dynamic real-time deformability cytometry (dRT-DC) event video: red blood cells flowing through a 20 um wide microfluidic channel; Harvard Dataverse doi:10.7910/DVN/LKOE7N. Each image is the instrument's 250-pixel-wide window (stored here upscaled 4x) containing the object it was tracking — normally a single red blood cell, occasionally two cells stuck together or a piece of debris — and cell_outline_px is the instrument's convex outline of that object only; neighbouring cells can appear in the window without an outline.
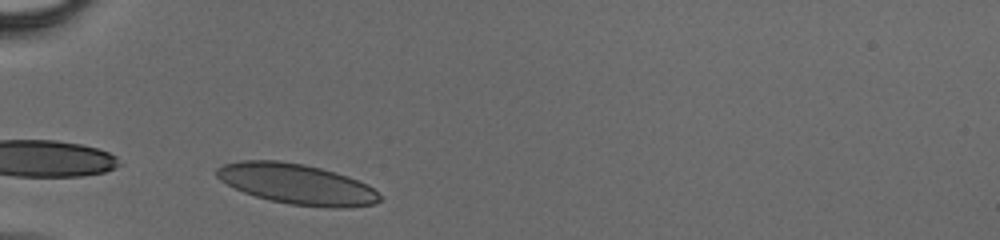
{"species": "human", "species_latin": "Homo sapiens", "temperature_condition": "cold", "stored_images_in_passage": 15, "camera_frame_rate_fps": 3000, "um_per_image_px": 0.085, "donor": {"sex": "male"}, "frame": {"image": 1, "passage_image": 1, "time_ms": 0.0, "image_size_px": [1000, 240], "cell_outline_px": [[380, 200], [372, 204], [288, 204], [256, 196], [244, 192], [220, 180], [216, 176], [216, 168], [224, 164], [240, 160], [280, 160], [304, 164], [320, 168], [348, 176], [368, 184], [380, 196]], "centroid_in_image_um": [25.1, 15.56], "position_along_channel_um": 59.9, "area_um2": 36.82}}
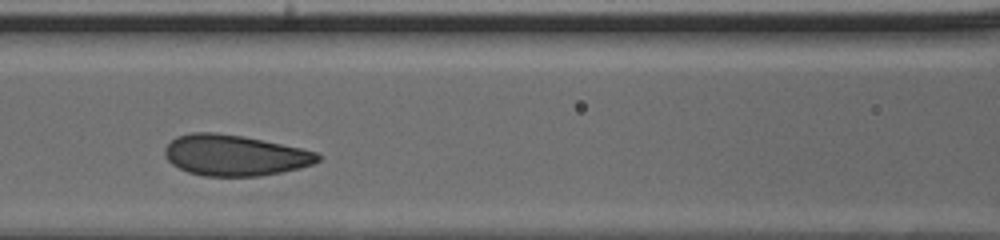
{"frame": {"image": 2, "passage_image": 9, "time_ms": 2.667, "image_size_px": [1000, 240], "cell_outline_px": [[320, 160], [312, 164], [300, 168], [260, 176], [204, 176], [188, 172], [172, 164], [164, 156], [164, 148], [176, 136], [192, 132], [216, 132], [244, 136], [300, 148], [316, 152], [320, 156]], "centroid_in_image_um": [19.92, 13.19], "position_along_channel_um": 146.7, "area_um2": 36.41}}
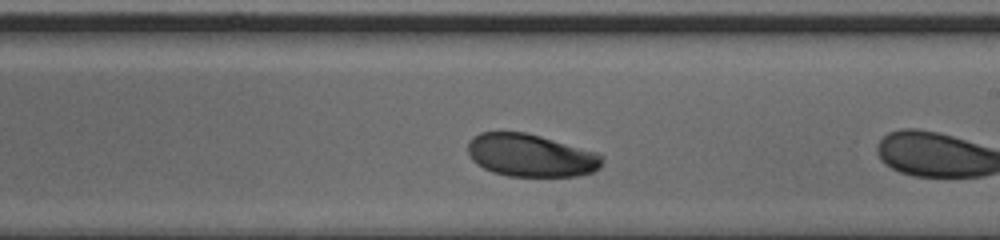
{"frame": {"image": 3, "passage_image": 14, "time_ms": 4.333, "image_size_px": [1000, 240], "cell_outline_px": [[604, 156], [600, 168], [592, 172], [580, 176], [508, 176], [492, 172], [476, 164], [472, 160], [468, 152], [468, 140], [472, 136], [480, 132], [524, 132], [540, 136], [596, 152]], "centroid_in_image_um": [45.09, 13.21], "position_along_channel_um": 243.9, "area_um2": 33.52}}